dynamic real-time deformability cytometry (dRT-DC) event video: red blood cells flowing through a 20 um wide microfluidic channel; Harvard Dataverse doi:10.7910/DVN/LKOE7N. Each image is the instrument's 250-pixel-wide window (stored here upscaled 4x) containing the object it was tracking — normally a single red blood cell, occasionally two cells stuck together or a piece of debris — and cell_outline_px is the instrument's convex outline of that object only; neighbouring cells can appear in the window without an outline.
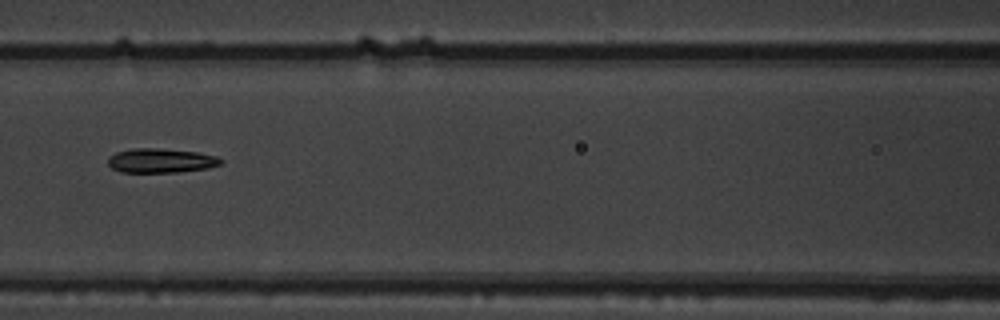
{"species": "common noctule bat (a hibernating species)", "species_latin": "Nyctalus noctula", "temperature_condition": "warm", "stored_images_in_passage": 8, "camera_frame_rate_fps": 3000, "um_per_image_px": 0.085, "animal": {"sex": "male", "body_mass_g": 19.5, "forearm_length_mm": 54.6}, "frame": {"image": 1, "passage_image": 5, "time_ms": 1.333, "image_size_px": [1000, 320], "cell_outline_px": [[224, 160], [220, 164], [208, 168], [176, 172], [120, 172], [112, 168], [108, 164], [108, 156], [116, 152], [132, 148], [156, 148], [196, 152], [216, 156]], "centroid_in_image_um": [13.64, 13.65], "position_along_channel_um": 153.0, "area_um2": 15.95}}
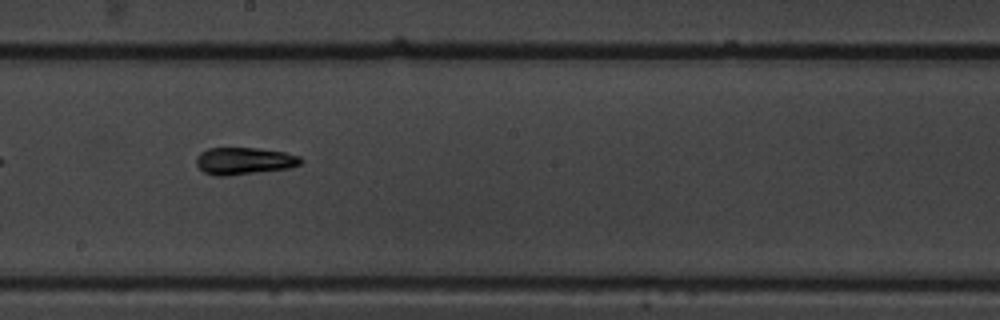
{"frame": {"image": 2, "passage_image": 7, "time_ms": 2.0, "image_size_px": [1000, 320], "cell_outline_px": [[304, 160], [300, 164], [288, 168], [228, 176], [216, 176], [204, 172], [196, 164], [196, 156], [200, 152], [208, 148], [256, 148], [284, 152], [300, 156]], "centroid_in_image_um": [20.73, 13.68], "position_along_channel_um": 227.5, "area_um2": 16.53}}
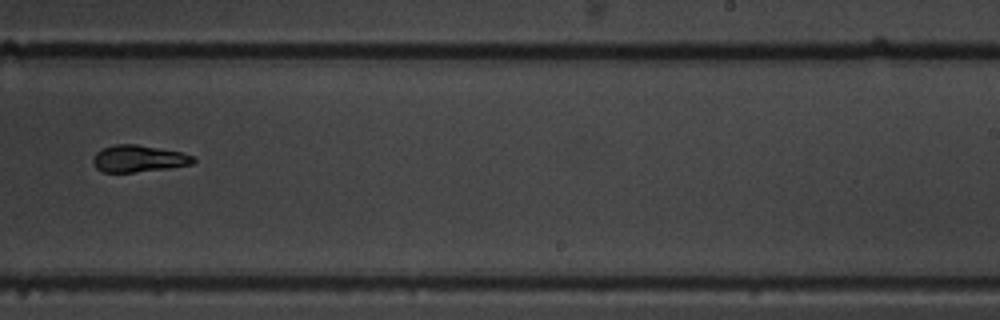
{"frame": {"image": 3, "passage_image": 8, "time_ms": 2.333, "image_size_px": [1000, 320], "cell_outline_px": [[196, 160], [192, 164], [168, 168], [132, 172], [100, 172], [92, 164], [92, 160], [96, 152], [100, 148], [116, 144], [136, 144], [180, 152], [196, 156]], "centroid_in_image_um": [11.74, 13.48], "position_along_channel_um": 277.3, "area_um2": 15.78}}